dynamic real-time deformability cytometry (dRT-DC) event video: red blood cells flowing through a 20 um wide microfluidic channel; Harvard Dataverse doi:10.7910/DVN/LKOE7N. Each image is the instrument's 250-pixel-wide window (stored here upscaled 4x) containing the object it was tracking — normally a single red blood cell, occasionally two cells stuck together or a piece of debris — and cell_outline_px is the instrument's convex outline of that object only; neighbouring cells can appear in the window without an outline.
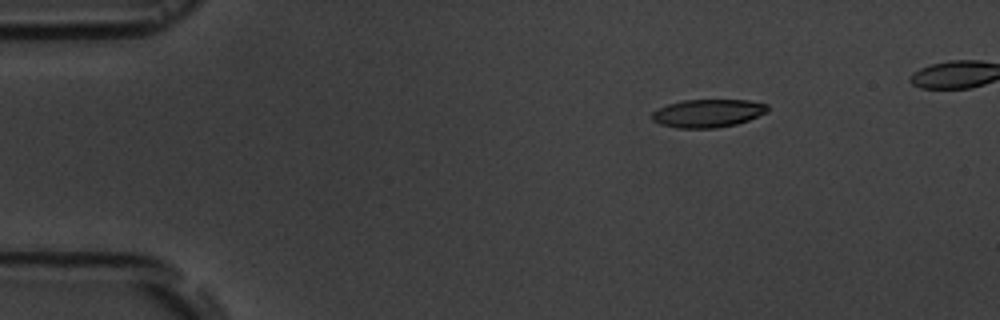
{"species": "common noctule bat (a hibernating species)", "species_latin": "Nyctalus noctula", "temperature_condition": "room temperature", "stored_images_in_passage": 16, "camera_frame_rate_fps": 3000, "um_per_image_px": 0.085, "animal": {"sex": "male", "body_mass_g": 19.5, "forearm_length_mm": 54.6}, "frame": {"image": 1, "passage_image": 3, "time_ms": 2.333, "image_size_px": [1000, 320], "cell_outline_px": [[768, 112], [748, 120], [736, 124], [716, 128], [676, 128], [660, 124], [652, 120], [652, 112], [668, 104], [684, 100], [748, 100], [768, 104]], "centroid_in_image_um": [60.18, 9.63], "position_along_channel_um": 24.8, "area_um2": 18.9}}
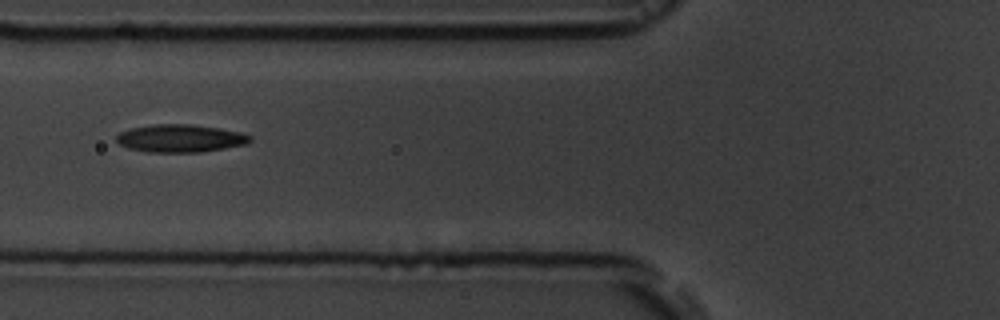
{"frame": {"image": 2, "passage_image": 7, "time_ms": 6.667, "image_size_px": [1000, 320], "cell_outline_px": [[252, 140], [244, 144], [224, 148], [200, 152], [148, 152], [128, 148], [120, 144], [116, 140], [116, 136], [120, 132], [132, 128], [152, 124], [192, 124], [220, 128], [240, 132], [252, 136]], "centroid_in_image_um": [15.32, 11.75], "position_along_channel_um": 110.5, "area_um2": 21.56}}
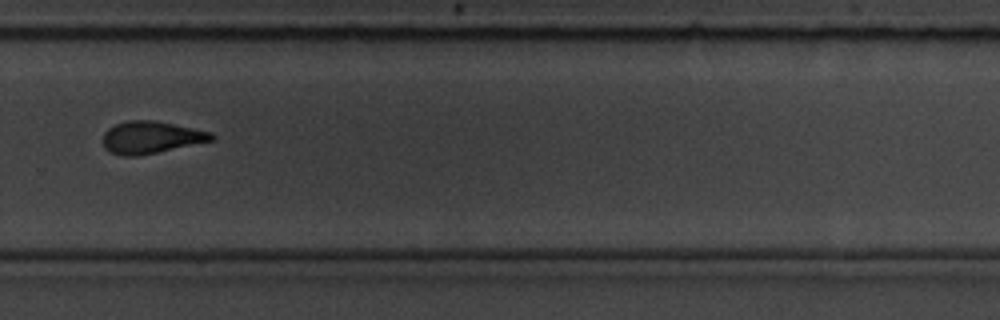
{"frame": {"image": 3, "passage_image": 12, "time_ms": 12.333, "image_size_px": [1000, 320], "cell_outline_px": [[216, 140], [136, 156], [124, 156], [108, 152], [104, 148], [100, 140], [104, 132], [108, 128], [116, 124], [128, 120], [156, 120], [212, 132], [216, 136]], "centroid_in_image_um": [12.81, 11.67], "position_along_channel_um": 317.0, "area_um2": 20.69}, "authors_computed_cell_mechanics": {"area_um2": 19.9988, "velocity_mm_per_s": 3.6454, "shape_relaxation_time_tau1_ms": 9.3228, "shape_relaxation_time_tau2_ms": 5.3508, "deformation_change_tau1": 0.2163, "deformation_change_tau2": 0.143}}